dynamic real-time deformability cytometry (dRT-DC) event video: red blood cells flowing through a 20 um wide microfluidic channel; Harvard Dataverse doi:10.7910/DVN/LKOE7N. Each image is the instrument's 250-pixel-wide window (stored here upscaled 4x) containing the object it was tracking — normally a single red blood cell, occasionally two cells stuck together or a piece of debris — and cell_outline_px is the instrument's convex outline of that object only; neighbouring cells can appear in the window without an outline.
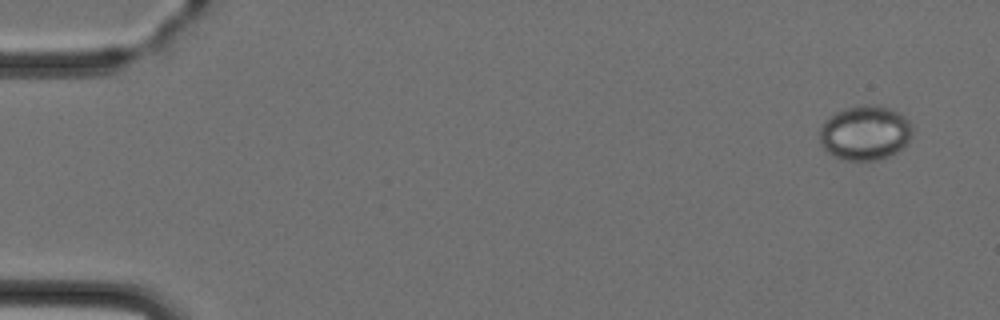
{"species": "Egyptian fruit bat (a non-hibernating species)", "species_latin": "Rousettus aegyptiacus", "temperature_condition": "cold", "stored_images_in_passage": 4, "camera_frame_rate_fps": 3000, "um_per_image_px": 0.085, "animal": {"sex": "female"}, "frame": {"image": 1, "passage_image": 1, "time_ms": 0.0, "image_size_px": [1000, 320], "cell_outline_px": [[912, 136], [896, 152], [888, 156], [876, 160], [844, 160], [832, 156], [820, 144], [820, 128], [824, 120], [836, 112], [844, 108], [868, 104], [880, 104], [900, 112], [912, 124]], "centroid_in_image_um": [73.52, 11.27], "position_along_channel_um": 11.5, "area_um2": 29.71}}